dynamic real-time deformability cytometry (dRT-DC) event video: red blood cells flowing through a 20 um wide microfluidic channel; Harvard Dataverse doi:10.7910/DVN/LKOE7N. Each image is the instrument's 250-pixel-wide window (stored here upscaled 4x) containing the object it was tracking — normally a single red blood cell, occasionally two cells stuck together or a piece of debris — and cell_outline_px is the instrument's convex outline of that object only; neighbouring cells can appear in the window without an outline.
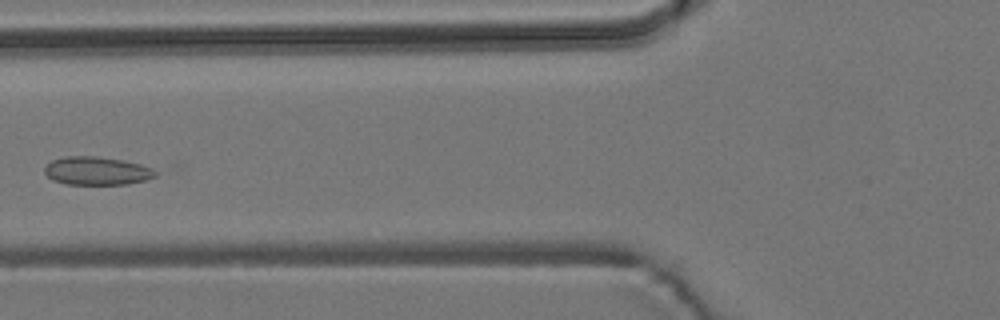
{"species": "common noctule bat (a hibernating species)", "species_latin": "Nyctalus noctula", "temperature_condition": "room temperature", "stored_images_in_passage": 5, "camera_frame_rate_fps": 3000, "um_per_image_px": 0.085, "animal": {"sex": "male", "body_mass_g": 19.2, "forearm_length_mm": 51.8}, "frame": {"image": 1, "passage_image": 4, "time_ms": 4.333, "image_size_px": [1000, 320], "cell_outline_px": [[156, 176], [144, 180], [128, 184], [64, 184], [52, 180], [44, 172], [44, 168], [52, 160], [64, 156], [96, 156], [120, 160], [140, 164], [152, 168], [156, 172]], "centroid_in_image_um": [8.2, 14.52], "position_along_channel_um": 117.6, "area_um2": 18.15}}
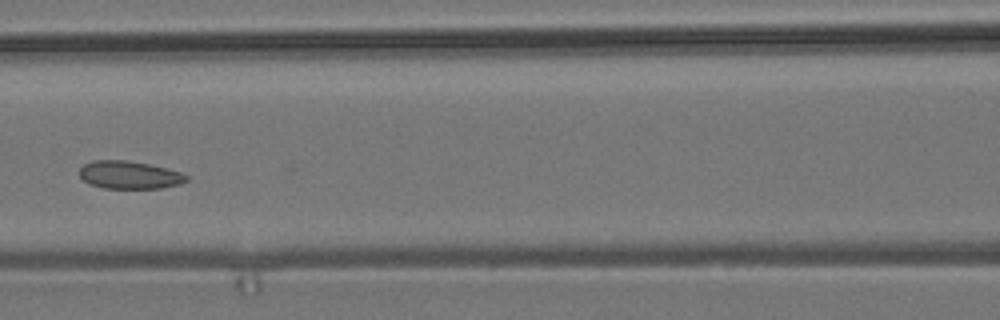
{"frame": {"image": 2, "passage_image": 5, "time_ms": 5.333, "image_size_px": [1000, 320], "cell_outline_px": [[188, 180], [180, 184], [160, 188], [104, 188], [88, 184], [80, 176], [80, 168], [84, 164], [92, 160], [128, 160], [168, 168], [180, 172], [188, 176]], "centroid_in_image_um": [10.99, 14.86], "position_along_channel_um": 155.6, "area_um2": 17.4}}